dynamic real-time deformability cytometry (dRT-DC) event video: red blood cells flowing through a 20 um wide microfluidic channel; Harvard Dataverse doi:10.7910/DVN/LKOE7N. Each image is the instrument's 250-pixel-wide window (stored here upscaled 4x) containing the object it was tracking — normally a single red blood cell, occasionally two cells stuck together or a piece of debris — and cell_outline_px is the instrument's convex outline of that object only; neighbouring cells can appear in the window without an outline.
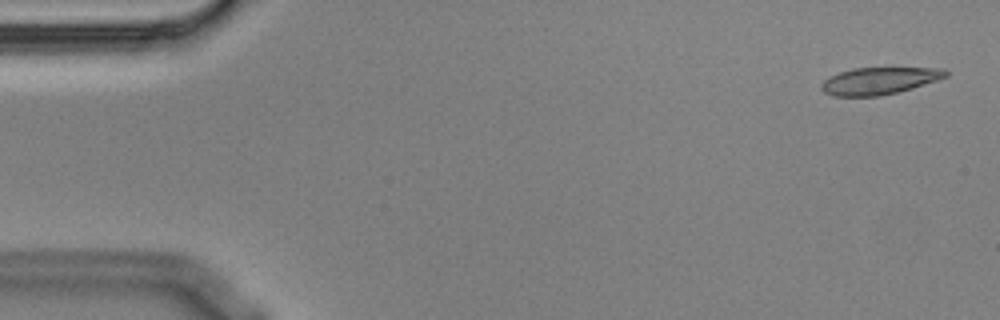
{"species": "Egyptian fruit bat (a non-hibernating species)", "species_latin": "Rousettus aegyptiacus", "temperature_condition": "cold", "stored_images_in_passage": 5, "segment_of_instrument_passage": [2, 2], "camera_frame_rate_fps": 3000, "um_per_image_px": 0.085, "animal": {"sex": "male"}, "frame": {"image": 1, "passage_image": 5, "time_ms": 1.333, "image_size_px": [1000, 320], "cell_outline_px": [[948, 76], [912, 88], [880, 96], [832, 96], [824, 92], [820, 88], [820, 84], [824, 80], [840, 72], [852, 68], [944, 68], [948, 72]], "centroid_in_image_um": [74.71, 6.87], "position_along_channel_um": 10.3, "area_um2": 19.48}}